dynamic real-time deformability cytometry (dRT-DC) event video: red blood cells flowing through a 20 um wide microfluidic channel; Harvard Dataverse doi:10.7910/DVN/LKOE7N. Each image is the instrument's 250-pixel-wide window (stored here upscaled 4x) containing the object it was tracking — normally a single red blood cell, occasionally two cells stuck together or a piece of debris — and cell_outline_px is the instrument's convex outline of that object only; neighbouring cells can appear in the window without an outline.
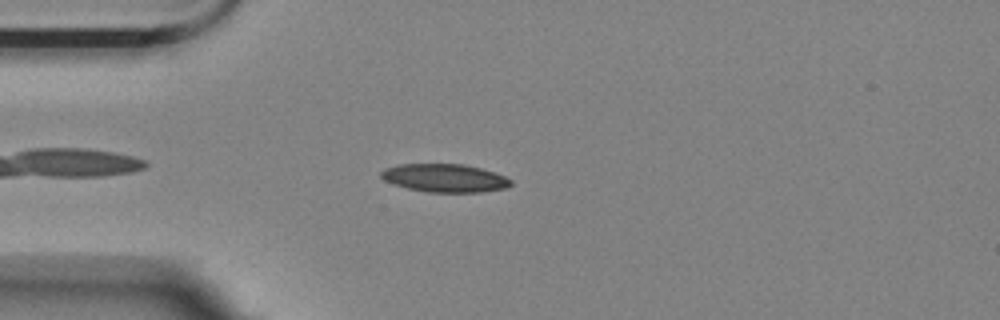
{"species": "Egyptian fruit bat (a non-hibernating species)", "species_latin": "Rousettus aegyptiacus", "temperature_condition": "room temperature", "stored_images_in_passage": 4, "camera_frame_rate_fps": 3000, "um_per_image_px": 0.085, "animal": {"sex": "female"}, "frame": {"image": 1, "passage_image": 4, "time_ms": 1.0, "image_size_px": [1000, 320], "cell_outline_px": [[512, 184], [504, 188], [480, 192], [428, 192], [408, 188], [384, 180], [380, 176], [380, 172], [384, 168], [400, 164], [464, 164], [480, 168], [504, 176], [512, 180]], "centroid_in_image_um": [37.78, 15.12], "position_along_channel_um": 47.2, "area_um2": 21.1}}